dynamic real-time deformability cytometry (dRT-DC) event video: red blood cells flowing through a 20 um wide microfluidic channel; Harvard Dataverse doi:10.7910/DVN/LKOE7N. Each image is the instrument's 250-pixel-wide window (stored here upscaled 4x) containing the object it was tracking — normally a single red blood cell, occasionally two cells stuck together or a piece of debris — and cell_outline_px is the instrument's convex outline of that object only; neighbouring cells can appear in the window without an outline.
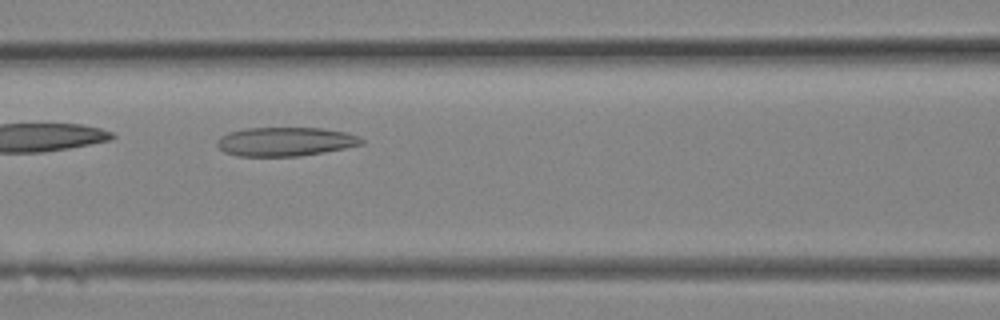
{"species": "Egyptian fruit bat (a non-hibernating species)", "species_latin": "Rousettus aegyptiacus", "temperature_condition": "room temperature", "stored_images_in_passage": 13, "camera_frame_rate_fps": 3000, "um_per_image_px": 0.085, "animal": {"sex": "female"}, "frame": {"image": 1, "passage_image": 10, "time_ms": 3.0, "image_size_px": [1000, 320], "cell_outline_px": [[364, 144], [324, 152], [300, 156], [236, 156], [224, 152], [216, 144], [216, 140], [220, 136], [228, 132], [244, 128], [320, 128], [348, 132], [360, 136], [364, 140]], "centroid_in_image_um": [24.25, 12.03], "position_along_channel_um": 142.3, "area_um2": 24.57}}